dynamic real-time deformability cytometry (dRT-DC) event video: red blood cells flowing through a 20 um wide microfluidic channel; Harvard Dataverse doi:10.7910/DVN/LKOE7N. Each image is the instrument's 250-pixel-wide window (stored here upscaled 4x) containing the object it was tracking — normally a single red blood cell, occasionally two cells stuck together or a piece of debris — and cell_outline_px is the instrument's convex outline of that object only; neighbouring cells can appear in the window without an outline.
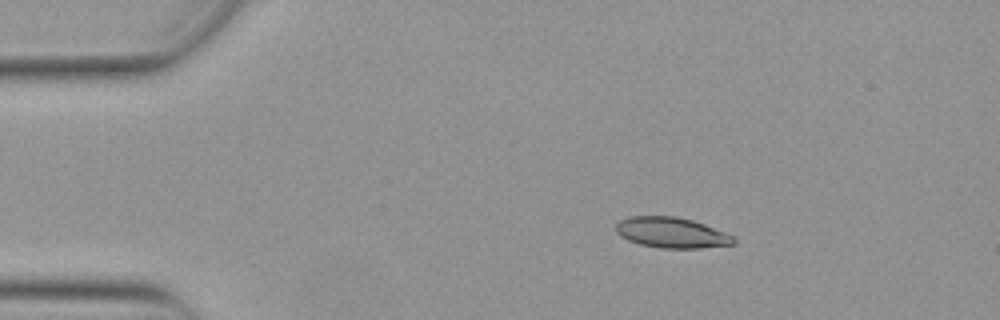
{"species": "Egyptian fruit bat (a non-hibernating species)", "species_latin": "Rousettus aegyptiacus", "temperature_condition": "warm", "stored_images_in_passage": 46, "camera_frame_rate_fps": 3000, "um_per_image_px": 0.085, "animal": {"sex": "female"}, "frame": {"image": 1, "passage_image": 2, "time_ms": 0.333, "image_size_px": [1000, 320], "cell_outline_px": [[736, 244], [700, 248], [660, 248], [640, 244], [628, 240], [620, 236], [616, 232], [616, 224], [620, 220], [628, 216], [676, 216], [692, 220], [704, 224], [724, 232], [732, 236], [736, 240]], "centroid_in_image_um": [57.06, 19.77], "position_along_channel_um": 27.9, "area_um2": 20.98}}
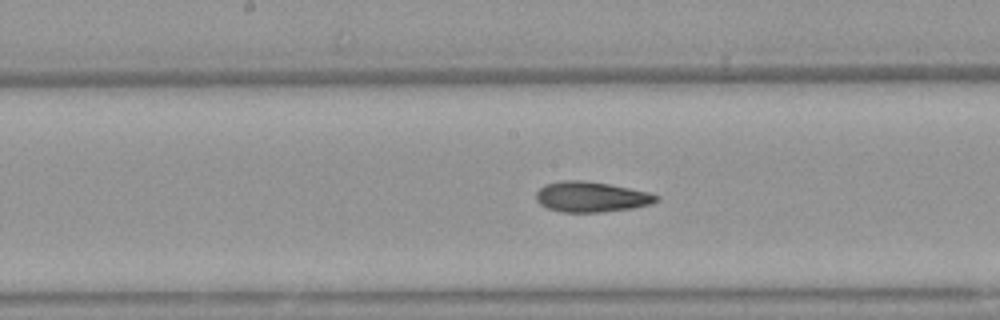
{"frame": {"image": 2, "passage_image": 20, "time_ms": 6.333, "image_size_px": [1000, 320], "cell_outline_px": [[660, 200], [652, 204], [632, 208], [604, 212], [560, 212], [548, 208], [540, 204], [536, 200], [536, 192], [544, 184], [560, 180], [584, 180], [608, 184], [648, 192], [660, 196]], "centroid_in_image_um": [50.25, 16.73], "position_along_channel_um": 197.9, "area_um2": 21.44}}
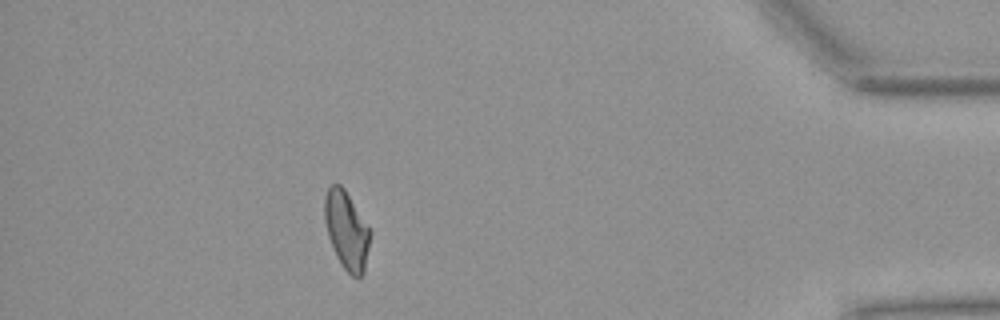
{"frame": {"image": 3, "passage_image": 40, "time_ms": 13.0, "image_size_px": [1000, 320], "cell_outline_px": [[372, 232], [364, 272], [360, 276], [352, 276], [344, 268], [328, 236], [324, 220], [324, 200], [328, 188], [332, 184], [340, 184], [344, 188]], "centroid_in_image_um": [29.47, 19.54], "position_along_channel_um": 405.7, "area_um2": 20.4}, "authors_computed_cell_mechanics": {"area_um2": 21.0681, "velocity_mm_per_s": 3.8651, "shape_relaxation_time_tau1_ms": 8.5581, "shape_relaxation_time_tau2_ms": 2.982, "deformation_change_tau1": 0.1965, "deformation_change_tau2": 0.0984}}